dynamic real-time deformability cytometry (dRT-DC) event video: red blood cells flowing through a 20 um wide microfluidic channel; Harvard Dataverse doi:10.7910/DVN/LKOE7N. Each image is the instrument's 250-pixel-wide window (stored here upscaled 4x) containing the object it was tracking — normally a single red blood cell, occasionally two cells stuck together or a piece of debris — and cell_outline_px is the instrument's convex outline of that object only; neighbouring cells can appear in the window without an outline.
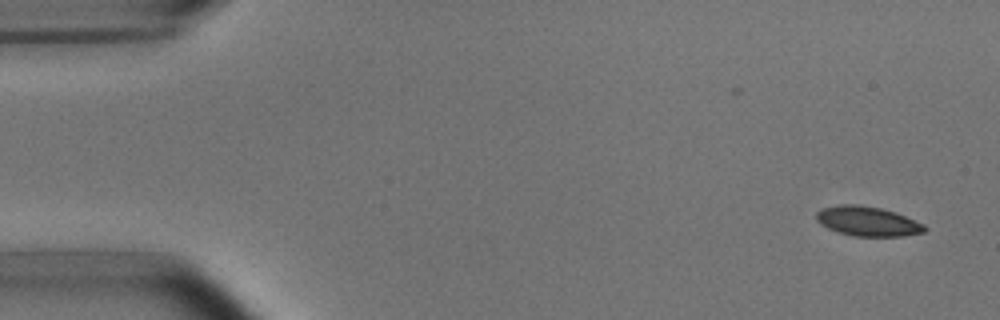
{"species": "common noctule bat (a hibernating species)", "species_latin": "Nyctalus noctula", "temperature_condition": "room temperature", "stored_images_in_passage": 9, "camera_frame_rate_fps": 3000, "um_per_image_px": 0.085, "animal": {"sex": "male", "body_mass_g": 15.6}, "frame": {"image": 1, "passage_image": 1, "time_ms": 0.0, "image_size_px": [1000, 320], "cell_outline_px": [[928, 228], [924, 232], [904, 236], [852, 236], [828, 228], [820, 224], [816, 220], [816, 212], [824, 208], [840, 204], [860, 204], [880, 208], [896, 212], [924, 224]], "centroid_in_image_um": [73.76, 18.8], "position_along_channel_um": 11.2, "area_um2": 18.73}}
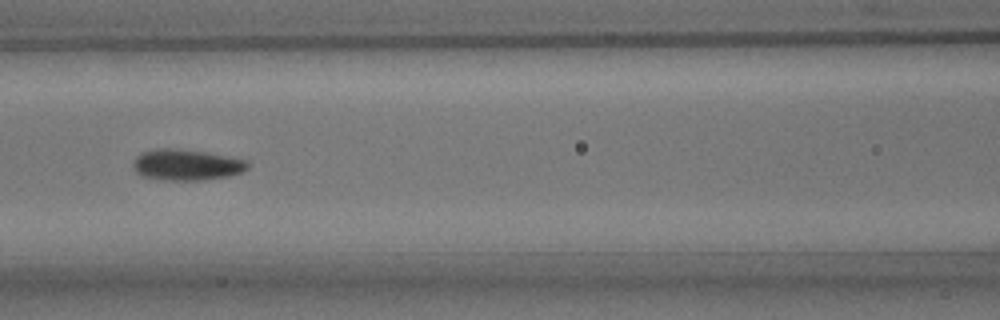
{"frame": {"image": 2, "passage_image": 7, "time_ms": 7.0, "image_size_px": [1000, 320], "cell_outline_px": [[248, 168], [240, 172], [228, 176], [200, 180], [164, 180], [140, 176], [132, 168], [132, 164], [136, 156], [140, 152], [156, 148], [176, 148], [204, 152], [228, 156], [248, 160]], "centroid_in_image_um": [15.79, 14.0], "position_along_channel_um": 150.8, "area_um2": 20.87}}
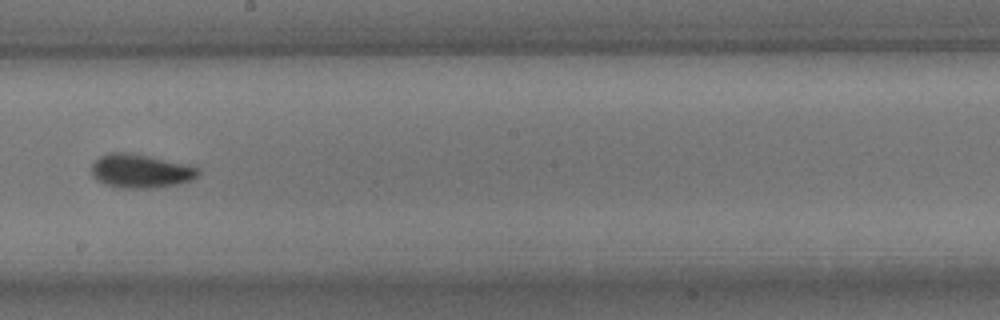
{"frame": {"image": 3, "passage_image": 9, "time_ms": 9.333, "image_size_px": [1000, 320], "cell_outline_px": [[200, 172], [192, 180], [176, 184], [156, 188], [120, 188], [104, 184], [96, 180], [92, 176], [92, 164], [100, 156], [108, 152], [128, 152], [148, 156], [184, 164], [200, 168]], "centroid_in_image_um": [11.91, 14.54], "position_along_channel_um": 236.3, "area_um2": 20.98}}